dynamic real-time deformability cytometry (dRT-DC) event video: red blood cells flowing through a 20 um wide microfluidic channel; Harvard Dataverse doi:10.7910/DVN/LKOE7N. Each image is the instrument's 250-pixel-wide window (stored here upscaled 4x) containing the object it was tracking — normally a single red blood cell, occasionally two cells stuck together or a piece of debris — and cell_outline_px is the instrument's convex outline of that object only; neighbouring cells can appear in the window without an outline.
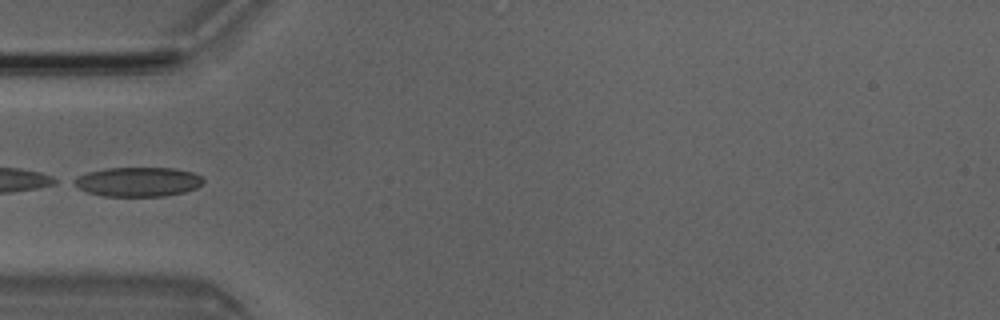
{"species": "Egyptian fruit bat (a non-hibernating species)", "species_latin": "Rousettus aegyptiacus", "temperature_condition": "room temperature", "stored_images_in_passage": 4, "camera_frame_rate_fps": 3000, "um_per_image_px": 0.085, "animal": {"sex": "male"}, "frame": {"image": 1, "passage_image": 4, "time_ms": 1.0, "image_size_px": [1000, 320], "cell_outline_px": [[204, 180], [196, 188], [184, 192], [164, 196], [104, 196], [88, 192], [76, 188], [68, 184], [68, 180], [76, 176], [88, 172], [104, 168], [176, 168], [192, 172], [200, 176]], "centroid_in_image_um": [11.61, 15.45], "position_along_channel_um": 73.4, "area_um2": 22.48}}